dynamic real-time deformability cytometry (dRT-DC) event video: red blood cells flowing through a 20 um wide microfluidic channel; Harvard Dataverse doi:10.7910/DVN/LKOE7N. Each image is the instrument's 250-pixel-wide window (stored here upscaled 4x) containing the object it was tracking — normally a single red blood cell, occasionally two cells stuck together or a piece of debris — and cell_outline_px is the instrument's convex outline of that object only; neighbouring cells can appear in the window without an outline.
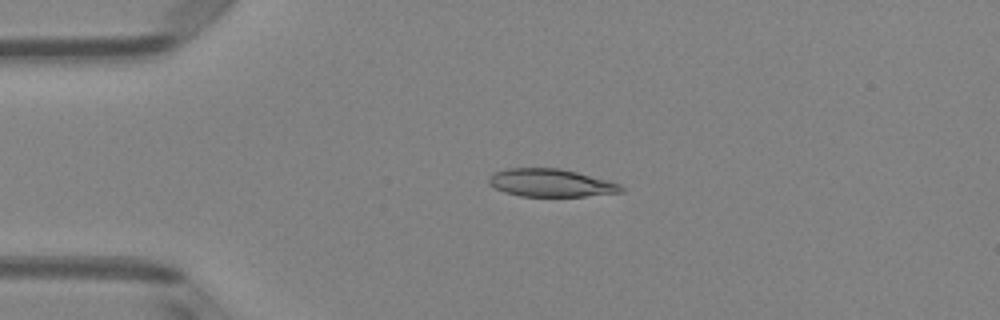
{"species": "Egyptian fruit bat (a non-hibernating species)", "species_latin": "Rousettus aegyptiacus", "temperature_condition": "room temperature", "stored_images_in_passage": 39, "camera_frame_rate_fps": 3000, "um_per_image_px": 0.085, "animal": {"sex": "female"}, "frame": {"image": 1, "passage_image": 1, "time_ms": 0.0, "image_size_px": [1000, 320], "cell_outline_px": [[624, 192], [584, 196], [520, 196], [504, 192], [488, 184], [488, 176], [496, 172], [508, 168], [560, 168], [608, 180], [620, 184], [624, 188]], "centroid_in_image_um": [46.82, 15.54], "position_along_channel_um": 38.2, "area_um2": 21.44}}
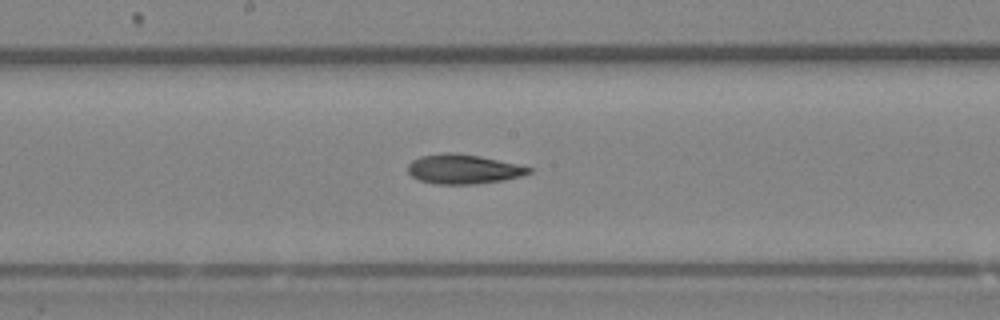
{"frame": {"image": 2, "passage_image": 16, "time_ms": 5.0, "image_size_px": [1000, 320], "cell_outline_px": [[532, 172], [520, 176], [504, 180], [476, 184], [432, 184], [420, 180], [412, 176], [408, 172], [408, 164], [412, 160], [420, 156], [444, 152], [452, 152], [480, 156], [516, 164], [532, 168]], "centroid_in_image_um": [39.35, 14.37], "position_along_channel_um": 208.8, "area_um2": 20.81}}
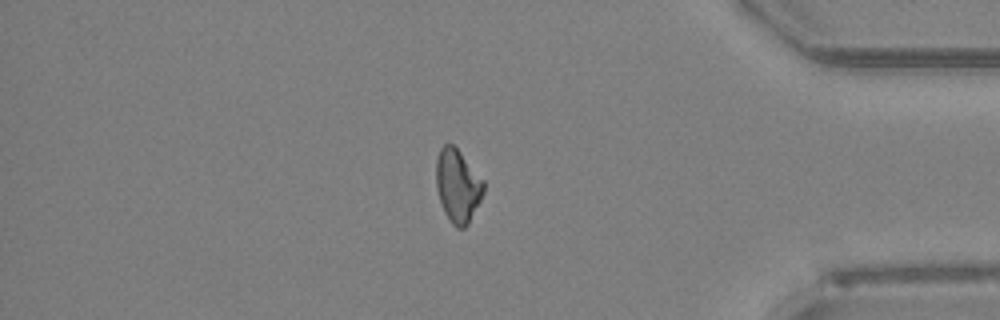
{"frame": {"image": 3, "passage_image": 32, "time_ms": 10.333, "image_size_px": [1000, 320], "cell_outline_px": [[484, 192], [468, 224], [464, 228], [456, 228], [452, 224], [444, 212], [436, 188], [436, 160], [440, 148], [444, 144], [452, 144], [460, 152], [484, 180]], "centroid_in_image_um": [38.89, 15.79], "position_along_channel_um": 396.3, "area_um2": 20.11}, "authors_computed_cell_mechanics": {"area_um2": 20.5768, "velocity_mm_per_s": 4.0609, "shape_relaxation_time_tau1_ms": null, "shape_relaxation_time_tau2_ms": 7.3358, "deformation_change_tau1": null, "deformation_change_tau2": 0.1708}}